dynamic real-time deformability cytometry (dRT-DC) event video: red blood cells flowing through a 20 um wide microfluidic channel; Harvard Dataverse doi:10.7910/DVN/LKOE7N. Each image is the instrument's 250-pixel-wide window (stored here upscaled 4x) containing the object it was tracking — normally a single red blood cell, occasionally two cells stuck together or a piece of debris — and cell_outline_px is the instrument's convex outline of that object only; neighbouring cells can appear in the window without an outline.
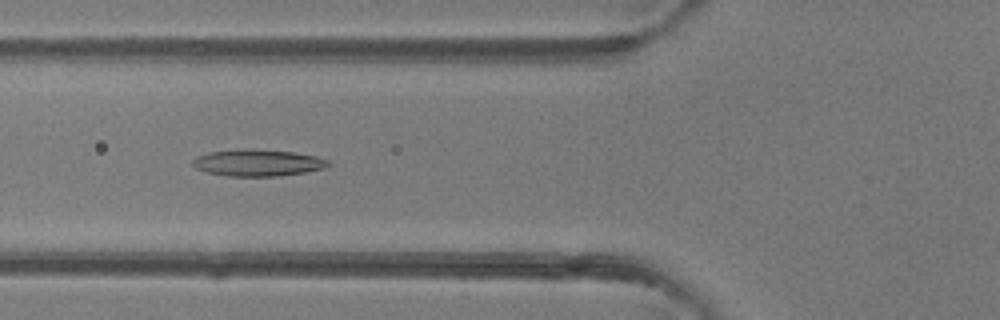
{"species": "common noctule bat (a hibernating species)", "species_latin": "Nyctalus noctula", "temperature_condition": "room temperature", "stored_images_in_passage": 41, "camera_frame_rate_fps": 3000, "um_per_image_px": 0.085, "animal": {"sex": "female"}, "frame": {"image": 1, "passage_image": 10, "time_ms": 3.0, "image_size_px": [1000, 320], "cell_outline_px": [[332, 164], [324, 168], [304, 172], [276, 176], [228, 176], [208, 172], [196, 168], [192, 164], [192, 160], [196, 156], [208, 152], [252, 148], [292, 152], [316, 156], [328, 160]], "centroid_in_image_um": [21.9, 13.83], "position_along_channel_um": 103.9, "area_um2": 21.04}}
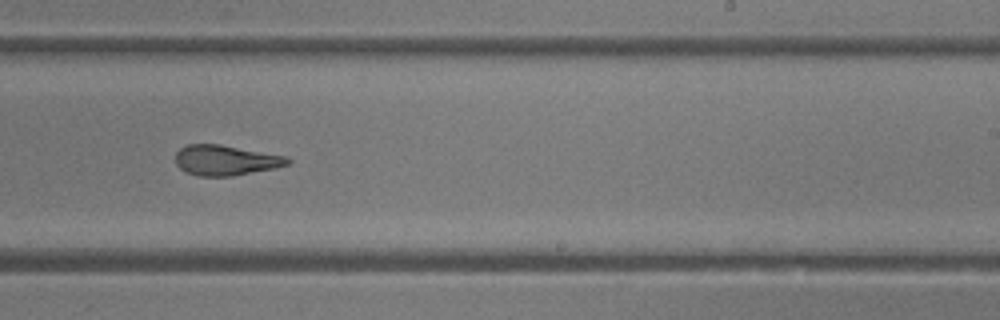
{"frame": {"image": 2, "passage_image": 22, "time_ms": 7.0, "image_size_px": [1000, 320], "cell_outline_px": [[292, 160], [288, 164], [276, 168], [232, 176], [196, 176], [184, 172], [176, 164], [176, 152], [180, 148], [188, 144], [220, 144], [284, 156]], "centroid_in_image_um": [19.14, 13.63], "position_along_channel_um": 269.9, "area_um2": 19.77}}
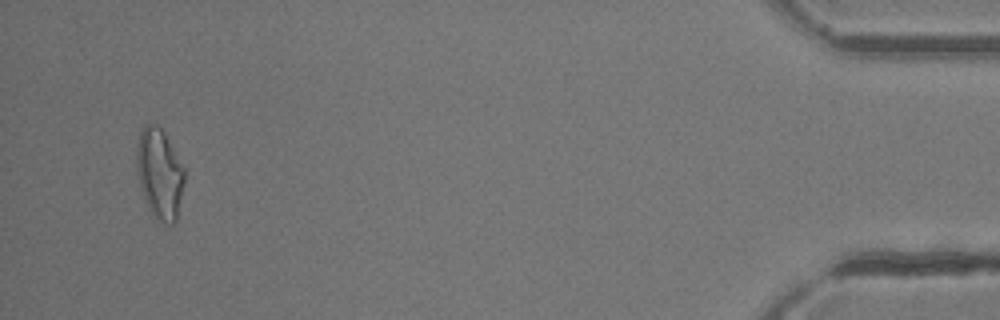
{"frame": {"image": 3, "passage_image": 39, "time_ms": 12.667, "image_size_px": [1000, 320], "cell_outline_px": [[184, 184], [176, 220], [172, 224], [164, 224], [156, 220], [148, 208], [140, 184], [136, 160], [136, 152], [140, 132], [144, 124], [156, 124], [164, 132], [184, 168]], "centroid_in_image_um": [13.57, 14.78], "position_along_channel_um": 421.6, "area_um2": 24.91}, "authors_computed_cell_mechanics": {"area_um2": 21.097, "velocity_mm_per_s": 4.1399, "shape_relaxation_time_tau1_ms": 4.6394, "shape_relaxation_time_tau2_ms": 2.5435, "deformation_change_tau1": 0.1849, "deformation_change_tau2": 0.1251}}